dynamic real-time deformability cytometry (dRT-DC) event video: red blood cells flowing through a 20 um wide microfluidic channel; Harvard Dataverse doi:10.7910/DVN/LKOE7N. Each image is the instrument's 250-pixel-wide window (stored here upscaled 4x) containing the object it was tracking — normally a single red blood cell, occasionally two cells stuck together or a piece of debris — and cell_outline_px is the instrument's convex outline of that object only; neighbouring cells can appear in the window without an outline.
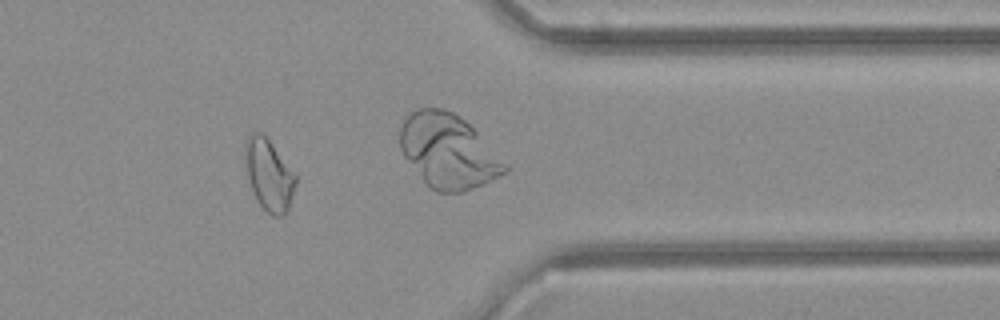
{"species": "common noctule bat (a hibernating species)", "species_latin": "Nyctalus noctula", "temperature_condition": "cold", "stored_images_in_passage": 32, "camera_frame_rate_fps": 3000, "um_per_image_px": 0.085, "animal": {"sex": "female", "body_mass_g": 21.9}, "frame": {"image": 1, "passage_image": 23, "time_ms": 7.333, "image_size_px": [1000, 320], "cell_outline_px": [[296, 184], [288, 212], [284, 216], [272, 216], [256, 200], [248, 176], [244, 156], [244, 144], [248, 136], [252, 132], [260, 132], [268, 140], [296, 176]], "centroid_in_image_um": [22.85, 14.89], "position_along_channel_um": 388.5, "area_um2": 20.69}}